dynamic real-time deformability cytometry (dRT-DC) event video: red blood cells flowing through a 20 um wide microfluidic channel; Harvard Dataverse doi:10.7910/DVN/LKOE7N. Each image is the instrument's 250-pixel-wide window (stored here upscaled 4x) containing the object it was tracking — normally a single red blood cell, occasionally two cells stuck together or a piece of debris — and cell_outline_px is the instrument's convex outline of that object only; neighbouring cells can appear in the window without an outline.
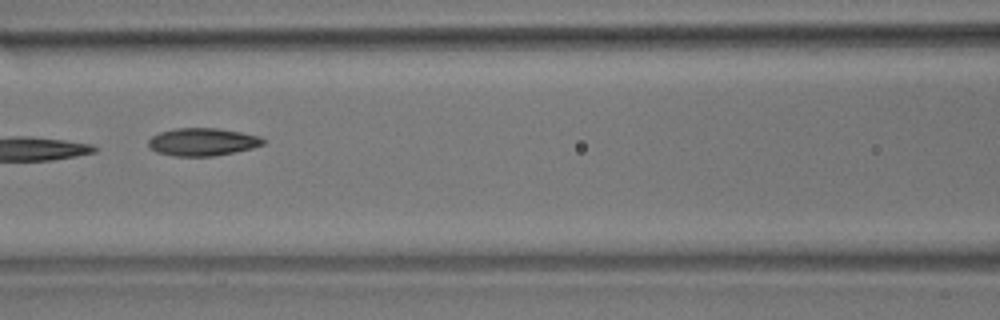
{"species": "common noctule bat (a hibernating species)", "species_latin": "Nyctalus noctula", "temperature_condition": "room temperature", "stored_images_in_passage": 8, "camera_frame_rate_fps": 3000, "um_per_image_px": 0.085, "animal": {"sex": "male", "body_mass_g": 17.9}, "frame": {"image": 1, "passage_image": 7, "time_ms": 7.667, "image_size_px": [1000, 320], "cell_outline_px": [[264, 144], [252, 148], [212, 156], [172, 156], [156, 152], [148, 148], [148, 140], [152, 136], [160, 132], [176, 128], [216, 128], [240, 132], [260, 136], [264, 140]], "centroid_in_image_um": [17.16, 12.06], "position_along_channel_um": 149.4, "area_um2": 18.5}}
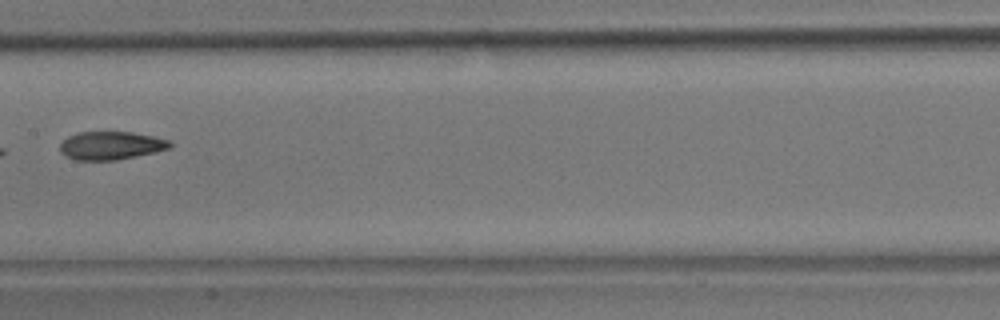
{"frame": {"image": 2, "passage_image": 8, "time_ms": 9.0, "image_size_px": [1000, 320], "cell_outline_px": [[172, 144], [168, 148], [156, 152], [116, 160], [76, 160], [64, 156], [60, 152], [60, 144], [68, 136], [80, 132], [132, 132], [172, 140]], "centroid_in_image_um": [9.43, 12.37], "position_along_channel_um": 198.0, "area_um2": 18.09}}